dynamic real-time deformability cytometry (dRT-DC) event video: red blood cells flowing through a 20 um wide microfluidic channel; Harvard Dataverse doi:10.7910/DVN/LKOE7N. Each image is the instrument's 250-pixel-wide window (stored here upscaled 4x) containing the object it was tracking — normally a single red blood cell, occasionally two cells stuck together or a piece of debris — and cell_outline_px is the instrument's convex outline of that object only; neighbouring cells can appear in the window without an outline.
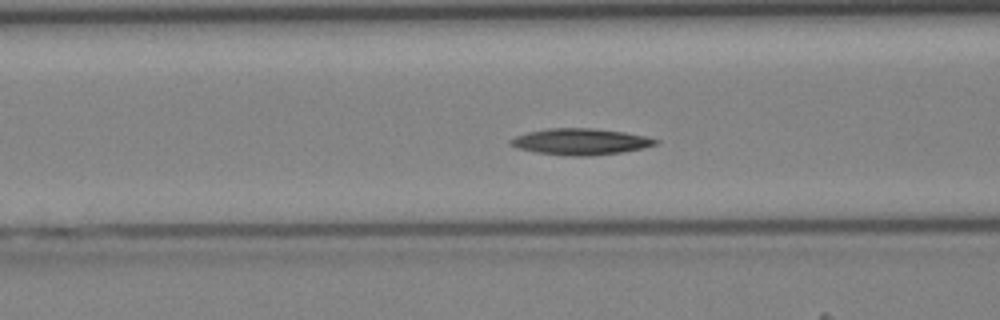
{"species": "Egyptian fruit bat (a non-hibernating species)", "species_latin": "Rousettus aegyptiacus", "temperature_condition": "cold", "stored_images_in_passage": 25, "camera_frame_rate_fps": 3000, "um_per_image_px": 0.085, "animal": {"sex": "female"}, "frame": {"image": 1, "passage_image": 4, "time_ms": 1.0, "image_size_px": [1000, 320], "cell_outline_px": [[660, 140], [656, 144], [644, 148], [620, 152], [592, 156], [572, 156], [536, 152], [520, 148], [508, 144], [508, 140], [516, 136], [528, 132], [548, 128], [592, 128], [624, 132], [644, 136]], "centroid_in_image_um": [49.34, 12.04], "position_along_channel_um": 117.3, "area_um2": 22.08}}
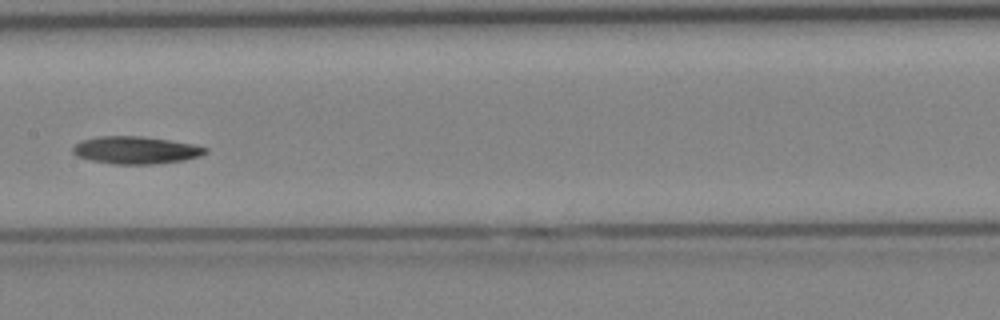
{"frame": {"image": 2, "passage_image": 9, "time_ms": 2.667, "image_size_px": [1000, 320], "cell_outline_px": [[208, 152], [200, 156], [184, 160], [156, 164], [112, 164], [92, 160], [76, 156], [72, 152], [72, 148], [76, 144], [84, 140], [100, 136], [140, 136], [168, 140], [192, 144], [208, 148]], "centroid_in_image_um": [11.55, 12.77], "position_along_channel_um": 195.8, "area_um2": 21.1}}
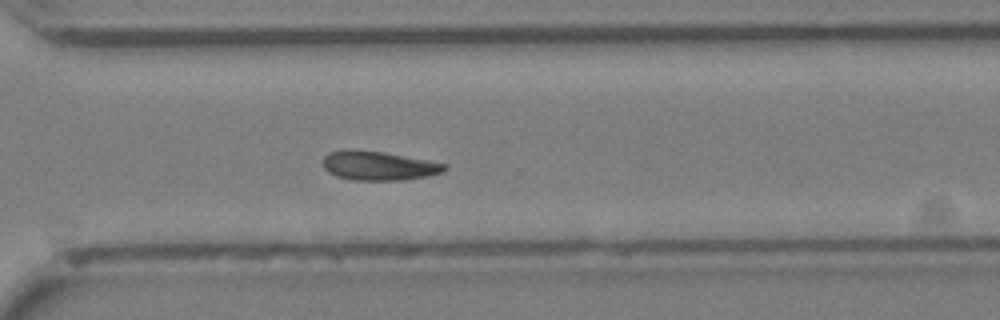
{"frame": {"image": 3, "passage_image": 18, "time_ms": 5.667, "image_size_px": [1000, 320], "cell_outline_px": [[448, 168], [440, 172], [428, 176], [404, 180], [352, 180], [336, 176], [328, 172], [324, 168], [324, 156], [328, 152], [384, 152], [448, 164]], "centroid_in_image_um": [32.24, 14.13], "position_along_channel_um": 338.4, "area_um2": 19.94}}